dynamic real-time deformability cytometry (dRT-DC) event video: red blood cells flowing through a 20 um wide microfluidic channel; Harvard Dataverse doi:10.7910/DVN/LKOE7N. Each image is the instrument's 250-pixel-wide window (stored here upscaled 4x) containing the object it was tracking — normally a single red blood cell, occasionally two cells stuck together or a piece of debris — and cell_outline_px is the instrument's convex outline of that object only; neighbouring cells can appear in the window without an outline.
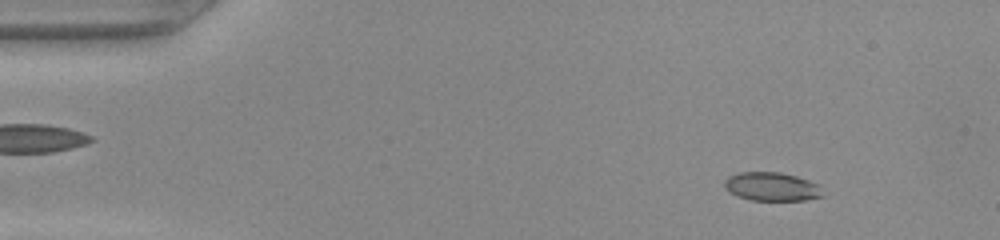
{"species": "common noctule bat (a hibernating species)", "species_latin": "Nyctalus noctula", "temperature_condition": "warm", "stored_images_in_passage": 49, "camera_frame_rate_fps": 3000, "um_per_image_px": 0.085, "animal": {"sex": "female", "body_mass_g": 22.0, "forearm_length_mm": 56.7}, "frame": {"image": 1, "passage_image": 6, "time_ms": 1.667, "image_size_px": [1000, 240], "cell_outline_px": [[824, 196], [804, 200], [752, 200], [736, 196], [724, 188], [724, 180], [728, 176], [740, 172], [780, 172], [796, 176], [820, 184]], "centroid_in_image_um": [65.6, 15.86], "position_along_channel_um": 19.4, "area_um2": 16.53}}
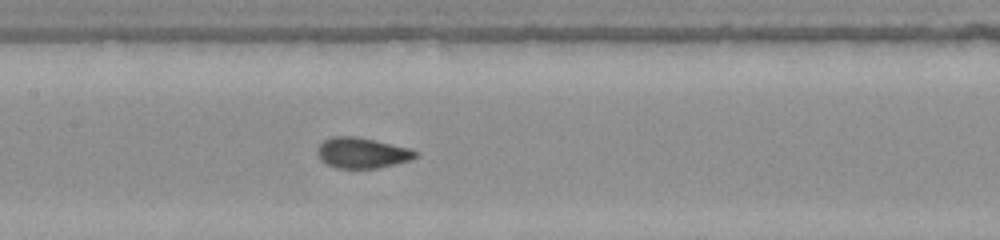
{"frame": {"image": 2, "passage_image": 24, "time_ms": 7.667, "image_size_px": [1000, 240], "cell_outline_px": [[420, 156], [412, 160], [380, 168], [336, 168], [320, 160], [316, 152], [316, 148], [324, 140], [332, 136], [356, 136], [376, 140], [408, 148], [420, 152]], "centroid_in_image_um": [30.8, 12.99], "position_along_channel_um": 176.6, "area_um2": 17.8}}
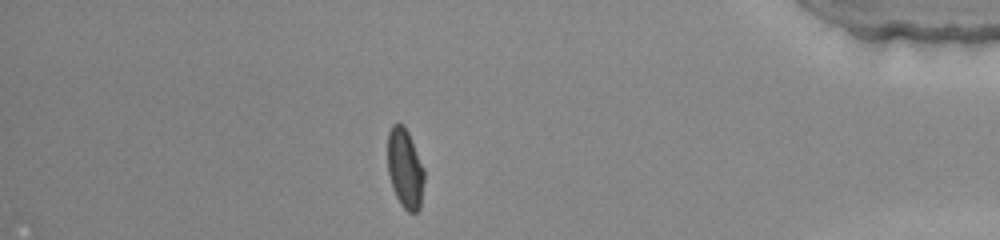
{"frame": {"image": 3, "passage_image": 43, "time_ms": 14.0, "image_size_px": [1000, 240], "cell_outline_px": [[424, 180], [420, 208], [416, 212], [408, 212], [400, 204], [392, 188], [388, 172], [388, 132], [392, 124], [404, 124], [408, 132], [424, 168]], "centroid_in_image_um": [34.42, 14.32], "position_along_channel_um": 400.8, "area_um2": 16.99}}